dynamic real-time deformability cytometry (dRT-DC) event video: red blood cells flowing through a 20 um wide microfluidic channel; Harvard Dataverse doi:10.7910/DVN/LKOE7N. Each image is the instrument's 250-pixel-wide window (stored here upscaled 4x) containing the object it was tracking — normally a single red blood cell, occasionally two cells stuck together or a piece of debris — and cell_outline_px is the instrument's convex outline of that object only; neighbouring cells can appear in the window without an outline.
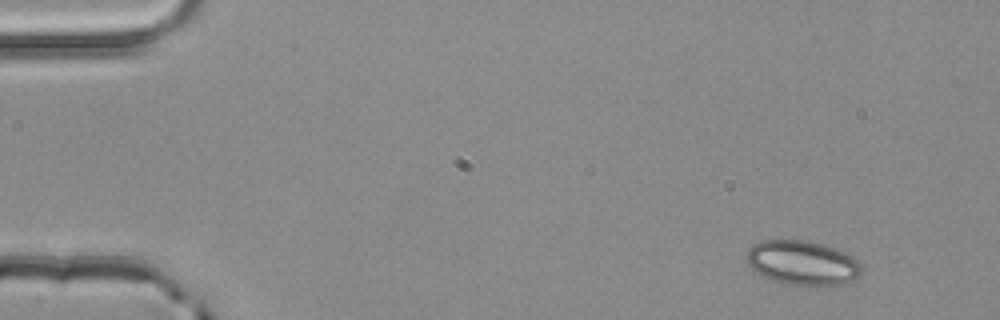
{"species": "common noctule bat (a hibernating species)", "species_latin": "Nyctalus noctula", "temperature_condition": "room temperature", "stored_images_in_passage": 3, "camera_frame_rate_fps": 3000, "um_per_image_px": 0.085, "animal": {"sex": "male", "body_mass_g": 20.4}, "frame": {"image": 1, "passage_image": 1, "time_ms": 0.0, "image_size_px": [1000, 320], "cell_outline_px": [[864, 272], [860, 276], [852, 280], [840, 284], [824, 288], [804, 288], [784, 284], [772, 280], [756, 272], [748, 264], [748, 248], [752, 244], [760, 240], [804, 240], [824, 244], [836, 248], [852, 256], [860, 264]], "centroid_in_image_um": [68.24, 22.39], "position_along_channel_um": 16.8, "area_um2": 30.69}}